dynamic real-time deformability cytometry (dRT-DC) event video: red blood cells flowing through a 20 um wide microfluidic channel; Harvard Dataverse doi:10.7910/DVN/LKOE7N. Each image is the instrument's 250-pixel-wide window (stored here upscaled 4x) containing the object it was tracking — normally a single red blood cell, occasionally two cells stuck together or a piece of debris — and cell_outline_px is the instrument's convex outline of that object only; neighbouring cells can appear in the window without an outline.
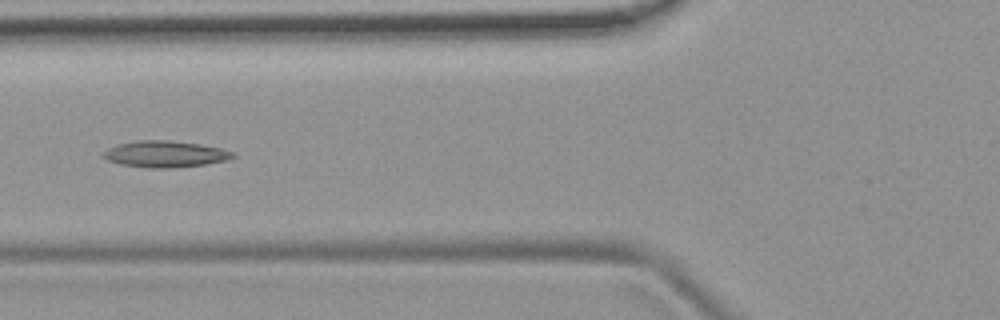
{"species": "common noctule bat (a hibernating species)", "species_latin": "Nyctalus noctula", "temperature_condition": "room temperature", "stored_images_in_passage": 7, "camera_frame_rate_fps": 3000, "um_per_image_px": 0.085, "animal": {"sex": "female", "body_mass_g": 19.9}, "frame": {"image": 1, "passage_image": 6, "time_ms": 6.0, "image_size_px": [1000, 320], "cell_outline_px": [[236, 156], [228, 160], [204, 164], [168, 168], [148, 168], [120, 164], [108, 160], [100, 156], [108, 148], [116, 144], [136, 140], [168, 140], [200, 144], [220, 148], [232, 152]], "centroid_in_image_um": [13.99, 13.09], "position_along_channel_um": 111.8, "area_um2": 19.94}}
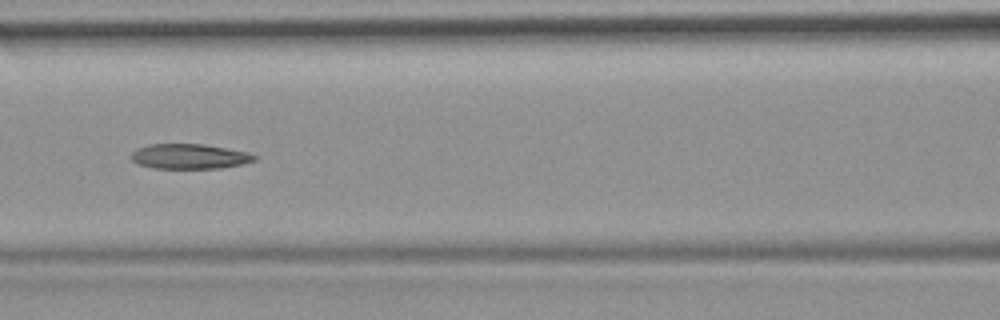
{"frame": {"image": 2, "passage_image": 7, "time_ms": 7.0, "image_size_px": [1000, 320], "cell_outline_px": [[256, 160], [244, 164], [220, 168], [152, 168], [136, 164], [128, 156], [132, 152], [148, 144], [204, 144], [248, 152], [256, 156]], "centroid_in_image_um": [16.08, 13.3], "position_along_channel_um": 150.5, "area_um2": 18.03}}